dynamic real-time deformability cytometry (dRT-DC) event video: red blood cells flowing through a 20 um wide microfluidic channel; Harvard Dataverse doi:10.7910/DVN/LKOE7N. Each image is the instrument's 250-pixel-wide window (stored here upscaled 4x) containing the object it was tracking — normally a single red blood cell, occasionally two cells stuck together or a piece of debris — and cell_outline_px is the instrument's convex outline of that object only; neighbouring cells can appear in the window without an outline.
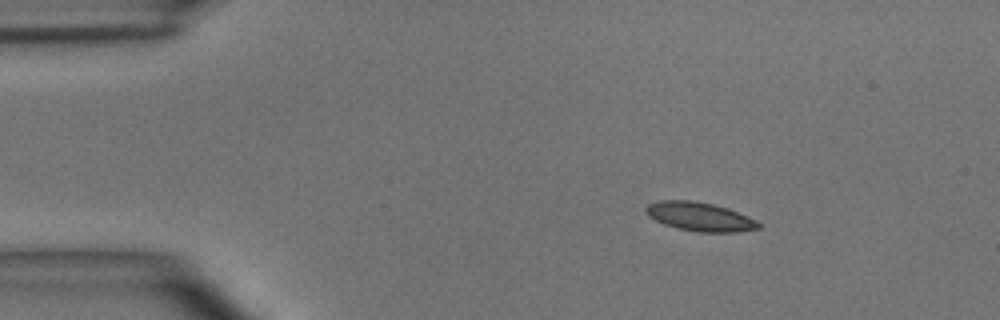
{"species": "common noctule bat (a hibernating species)", "species_latin": "Nyctalus noctula", "temperature_condition": "room temperature", "stored_images_in_passage": 46, "camera_frame_rate_fps": 3000, "um_per_image_px": 0.085, "animal": {"sex": "male", "body_mass_g": 15.6}, "frame": {"image": 1, "passage_image": 3, "time_ms": 0.667, "image_size_px": [1000, 320], "cell_outline_px": [[760, 228], [740, 232], [696, 232], [676, 228], [664, 224], [648, 216], [644, 212], [644, 208], [648, 204], [660, 200], [692, 200], [712, 204], [728, 208], [748, 216], [756, 220], [760, 224]], "centroid_in_image_um": [59.47, 18.42], "position_along_channel_um": 25.5, "area_um2": 19.07}}
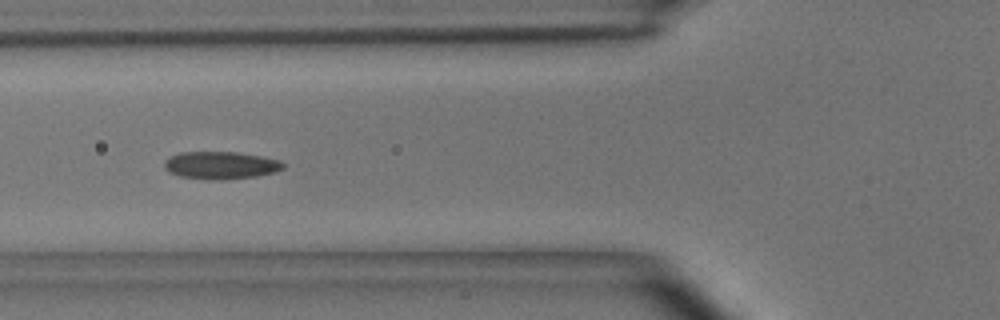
{"frame": {"image": 2, "passage_image": 14, "time_ms": 4.333, "image_size_px": [1000, 320], "cell_outline_px": [[284, 168], [276, 172], [256, 176], [220, 180], [204, 180], [180, 176], [168, 172], [164, 168], [164, 160], [180, 152], [236, 152], [260, 156], [280, 160], [284, 164]], "centroid_in_image_um": [18.74, 14.06], "position_along_channel_um": 107.1, "area_um2": 19.19}}
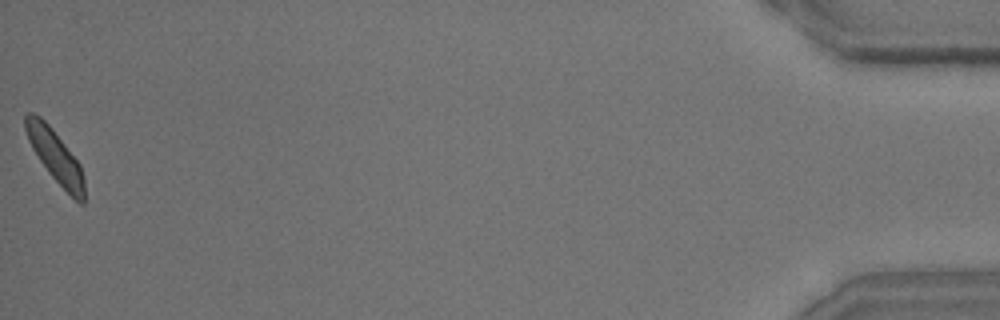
{"frame": {"image": 3, "passage_image": 46, "time_ms": 15.0, "image_size_px": [1000, 320], "cell_outline_px": [[84, 204], [80, 204], [48, 172], [32, 148], [28, 140], [24, 128], [24, 116], [28, 112], [32, 112], [40, 116], [52, 128], [80, 164], [84, 176]], "centroid_in_image_um": [4.68, 13.24], "position_along_channel_um": 430.5, "area_um2": 17.74}, "authors_computed_cell_mechanics": {"area_um2": 18.496, "velocity_mm_per_s": 3.9306, "shape_relaxation_time_tau1_ms": 3.5972, "shape_relaxation_time_tau2_ms": 1.2686, "deformation_change_tau1": 0.1143, "deformation_change_tau2": 0.0688}}